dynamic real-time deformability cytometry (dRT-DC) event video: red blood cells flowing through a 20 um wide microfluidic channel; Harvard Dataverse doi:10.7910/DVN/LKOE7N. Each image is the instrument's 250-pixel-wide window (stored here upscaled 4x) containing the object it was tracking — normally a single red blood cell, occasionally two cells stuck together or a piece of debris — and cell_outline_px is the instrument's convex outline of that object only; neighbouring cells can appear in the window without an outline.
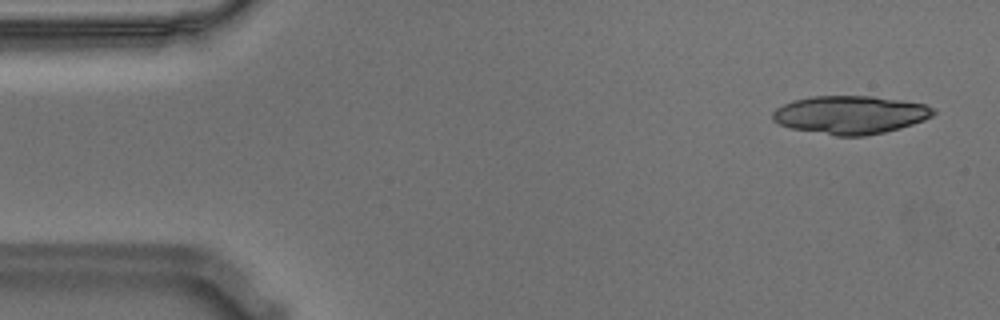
{"species": "Egyptian fruit bat (a non-hibernating species)", "species_latin": "Rousettus aegyptiacus", "temperature_condition": "warm", "stored_images_in_passage": 55, "camera_frame_rate_fps": 3000, "um_per_image_px": 0.085, "animal": {"sex": "male"}, "frame": {"image": 1, "passage_image": 3, "time_ms": 0.667, "image_size_px": [1000, 320], "cell_outline_px": [[936, 112], [932, 116], [924, 120], [900, 128], [884, 132], [864, 136], [836, 136], [792, 128], [780, 124], [772, 120], [772, 112], [776, 108], [792, 100], [812, 96], [872, 96], [904, 100], [924, 104], [936, 108]], "centroid_in_image_um": [72.29, 9.75], "position_along_channel_um": 12.7, "area_um2": 35.89}}
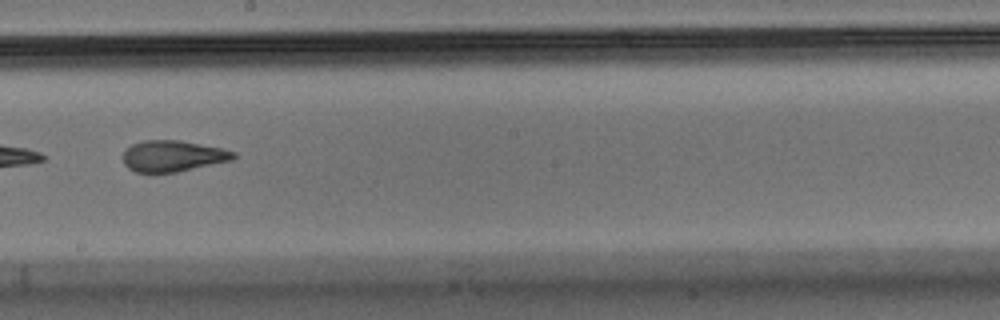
{"frame": {"image": 2, "passage_image": 31, "time_ms": 10.0, "image_size_px": [1000, 320], "cell_outline_px": [[236, 156], [232, 160], [176, 172], [156, 176], [136, 172], [128, 168], [124, 164], [124, 148], [132, 144], [144, 140], [180, 140], [220, 148], [236, 152]], "centroid_in_image_um": [14.63, 13.29], "position_along_channel_um": 233.6, "area_um2": 20.52}}
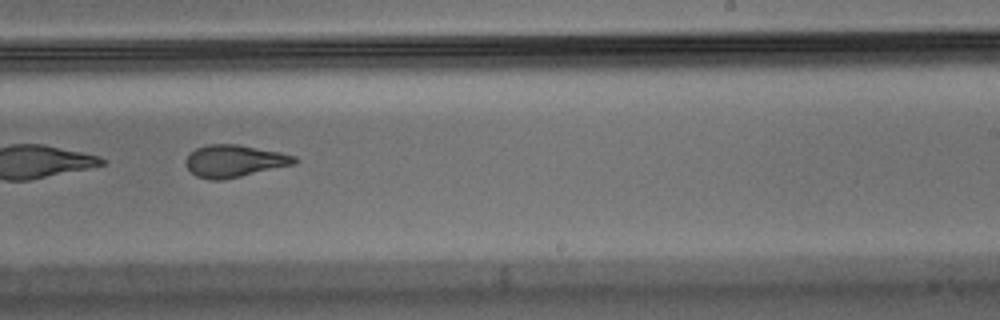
{"frame": {"image": 3, "passage_image": 34, "time_ms": 11.0, "image_size_px": [1000, 320], "cell_outline_px": [[300, 160], [296, 164], [224, 180], [212, 180], [196, 176], [188, 168], [188, 156], [196, 148], [208, 144], [236, 144], [280, 152], [296, 156]], "centroid_in_image_um": [19.99, 13.69], "position_along_channel_um": 269.0, "area_um2": 20.29}, "authors_computed_cell_mechanics": {"area_um2": 21.8484, "velocity_mm_per_s": 3.5728, "shape_relaxation_time_tau1_ms": 4.7385, "shape_relaxation_time_tau2_ms": 2.0637, "deformation_change_tau1": 0.1836, "deformation_change_tau2": 0.109}}